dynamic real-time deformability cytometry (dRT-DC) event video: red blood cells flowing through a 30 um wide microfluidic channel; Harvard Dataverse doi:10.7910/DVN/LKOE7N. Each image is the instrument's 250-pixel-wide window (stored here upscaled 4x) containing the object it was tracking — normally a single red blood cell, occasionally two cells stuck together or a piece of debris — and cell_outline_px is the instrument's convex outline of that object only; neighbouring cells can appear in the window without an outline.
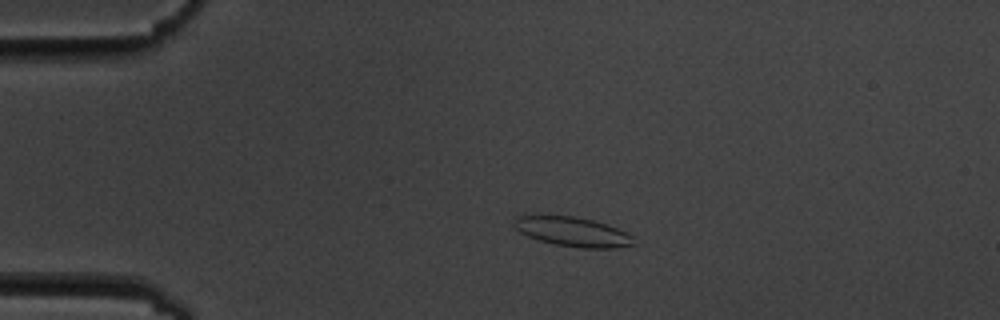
{"species": "common noctule bat (a hibernating species)", "species_latin": "Nyctalus noctula", "temperature_condition": "cold", "stored_images_in_passage": 5, "camera_frame_rate_fps": 3000, "um_per_image_px": 0.085, "animal": {"sex": "male", "body_mass_g": 19.5, "forearm_length_mm": 54.6}, "frame": {"image": 1, "passage_image": 4, "time_ms": 3.667, "image_size_px": [1000, 320], "cell_outline_px": [[636, 244], [616, 248], [580, 248], [556, 244], [540, 240], [528, 236], [520, 232], [512, 224], [516, 216], [540, 212], [572, 216], [592, 220], [608, 224], [632, 236]], "centroid_in_image_um": [48.59, 19.65], "position_along_channel_um": 36.4, "area_um2": 21.1}}